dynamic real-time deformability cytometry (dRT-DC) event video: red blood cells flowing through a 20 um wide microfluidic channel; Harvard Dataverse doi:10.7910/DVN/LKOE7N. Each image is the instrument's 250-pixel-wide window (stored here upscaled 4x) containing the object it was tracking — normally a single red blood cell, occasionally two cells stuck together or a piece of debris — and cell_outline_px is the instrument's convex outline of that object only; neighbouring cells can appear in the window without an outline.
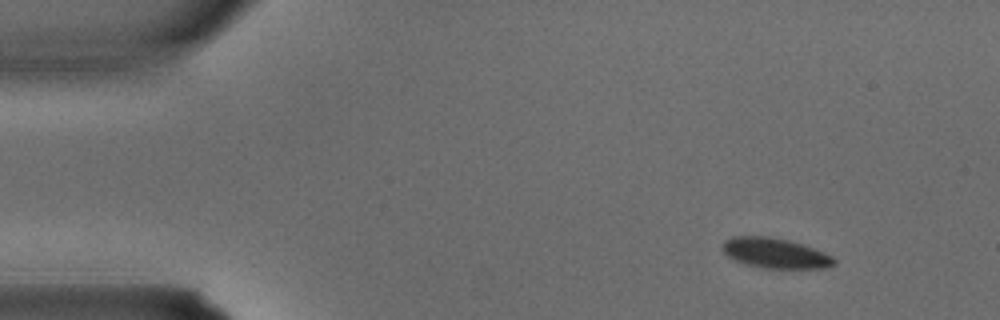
{"species": "common noctule bat (a hibernating species)", "species_latin": "Nyctalus noctula", "temperature_condition": "warm", "stored_images_in_passage": 2, "camera_frame_rate_fps": 3000, "um_per_image_px": 0.085, "animal": {"sex": "male", "body_mass_g": 15.6}, "frame": {"image": 1, "passage_image": 1, "time_ms": 0.0, "image_size_px": [1000, 320], "cell_outline_px": [[836, 264], [824, 268], [764, 268], [744, 264], [728, 256], [724, 252], [724, 240], [732, 236], [768, 236], [788, 240], [824, 252], [832, 256], [836, 260]], "centroid_in_image_um": [65.9, 21.52], "position_along_channel_um": 19.1, "area_um2": 19.42}}